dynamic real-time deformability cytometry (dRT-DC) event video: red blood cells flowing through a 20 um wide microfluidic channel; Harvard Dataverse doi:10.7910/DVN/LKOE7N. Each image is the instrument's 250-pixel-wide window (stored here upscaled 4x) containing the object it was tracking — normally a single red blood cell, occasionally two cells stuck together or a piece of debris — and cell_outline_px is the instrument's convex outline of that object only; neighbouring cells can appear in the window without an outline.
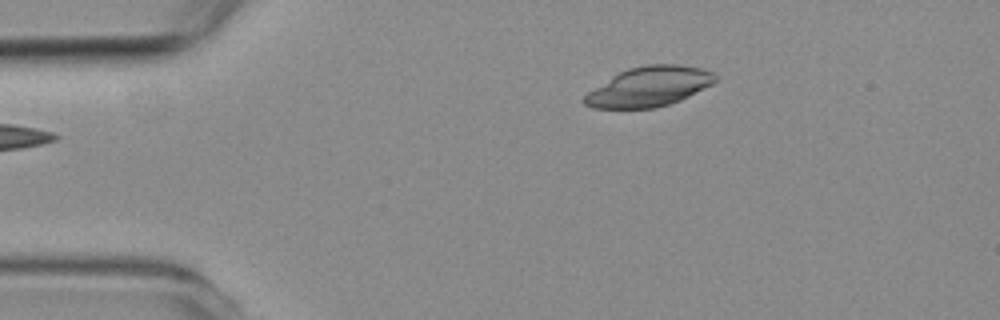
{"species": "common noctule bat (a hibernating species)", "species_latin": "Nyctalus noctula", "temperature_condition": "room temperature", "stored_images_in_passage": 2, "camera_frame_rate_fps": 3000, "um_per_image_px": 0.085, "animal": {"sex": "female", "body_mass_g": 19.3, "forearm_length_mm": 54.1}, "frame": {"image": 1, "passage_image": 2, "time_ms": 1.0, "image_size_px": [1000, 320], "cell_outline_px": [[716, 80], [712, 84], [680, 100], [656, 108], [592, 108], [584, 104], [584, 96], [588, 92], [612, 76], [628, 68], [648, 64], [676, 64], [700, 68], [712, 72], [716, 76]], "centroid_in_image_um": [55.16, 7.36], "position_along_channel_um": 29.8, "area_um2": 30.0}}